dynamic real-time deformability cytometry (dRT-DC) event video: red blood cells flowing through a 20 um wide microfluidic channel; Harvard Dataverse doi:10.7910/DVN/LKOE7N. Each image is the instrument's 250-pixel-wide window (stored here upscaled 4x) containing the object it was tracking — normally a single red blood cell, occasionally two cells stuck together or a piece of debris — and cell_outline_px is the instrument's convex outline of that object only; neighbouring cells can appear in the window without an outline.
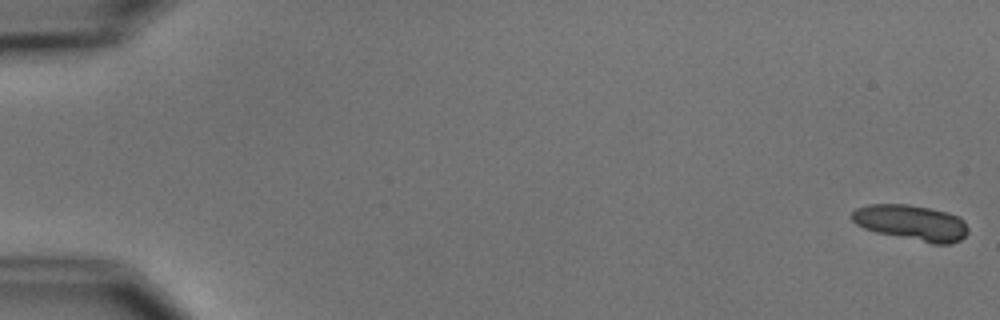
{"species": "common noctule bat (a hibernating species)", "species_latin": "Nyctalus noctula", "temperature_condition": "cold", "stored_images_in_passage": 4, "camera_frame_rate_fps": 3000, "um_per_image_px": 0.085, "animal": {"sex": "male", "body_mass_g": 15.6}, "frame": {"image": 1, "passage_image": 1, "time_ms": 0.0, "image_size_px": [1000, 320], "cell_outline_px": [[968, 232], [960, 240], [948, 244], [932, 244], [876, 232], [864, 228], [856, 224], [852, 220], [852, 212], [856, 208], [868, 204], [908, 204], [948, 212], [960, 216], [964, 220], [968, 228]], "centroid_in_image_um": [77.49, 18.93], "position_along_channel_um": 7.5, "area_um2": 24.22}}